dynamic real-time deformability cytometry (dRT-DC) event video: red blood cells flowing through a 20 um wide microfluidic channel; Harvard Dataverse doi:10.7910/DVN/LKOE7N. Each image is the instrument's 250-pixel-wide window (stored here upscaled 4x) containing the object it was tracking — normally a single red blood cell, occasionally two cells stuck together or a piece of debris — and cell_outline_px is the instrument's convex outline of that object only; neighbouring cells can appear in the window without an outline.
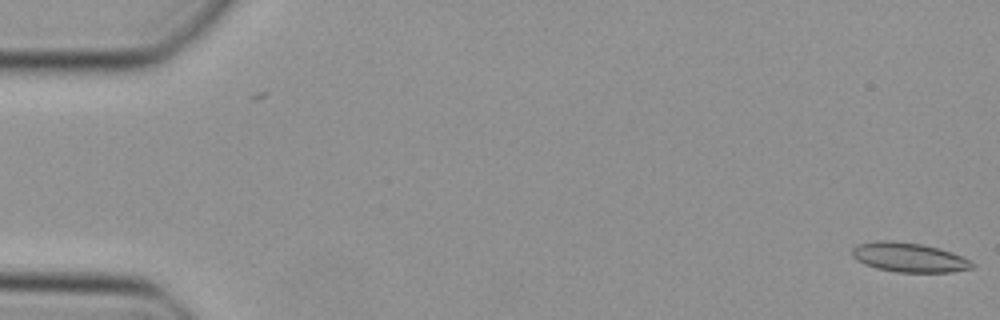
{"species": "Egyptian fruit bat (a non-hibernating species)", "species_latin": "Rousettus aegyptiacus", "temperature_condition": "cold", "stored_images_in_passage": 2, "camera_frame_rate_fps": 3000, "um_per_image_px": 0.085, "animal": {"sex": "female"}, "frame": {"image": 1, "passage_image": 2, "time_ms": 0.333, "image_size_px": [1000, 320], "cell_outline_px": [[976, 264], [972, 268], [952, 272], [896, 272], [876, 268], [864, 264], [852, 256], [852, 248], [856, 244], [880, 240], [892, 240], [920, 244], [952, 252]], "centroid_in_image_um": [77.23, 21.88], "position_along_channel_um": 7.8, "area_um2": 20.46}}